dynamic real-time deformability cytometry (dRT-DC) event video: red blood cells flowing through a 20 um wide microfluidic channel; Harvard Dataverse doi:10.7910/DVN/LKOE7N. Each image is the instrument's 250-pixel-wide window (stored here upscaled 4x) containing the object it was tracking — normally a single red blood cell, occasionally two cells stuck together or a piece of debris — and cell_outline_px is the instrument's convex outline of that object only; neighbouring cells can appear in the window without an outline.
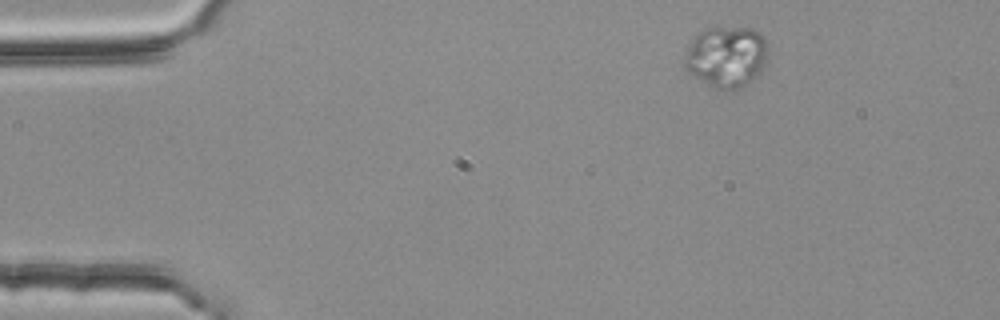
{"species": "common noctule bat (a hibernating species)", "species_latin": "Nyctalus noctula", "temperature_condition": "room temperature", "stored_images_in_passage": 3, "camera_frame_rate_fps": 3000, "um_per_image_px": 0.085, "animal": {"sex": "female", "body_mass_g": 25.1}, "frame": {"image": 1, "passage_image": 1, "time_ms": 0.0, "image_size_px": [1000, 320], "cell_outline_px": [[768, 60], [760, 72], [748, 84], [740, 88], [712, 88], [688, 72], [684, 64], [684, 56], [696, 32], [704, 28], [752, 28], [764, 36], [768, 48]], "centroid_in_image_um": [61.75, 4.81], "position_along_channel_um": 23.2, "area_um2": 29.94}}
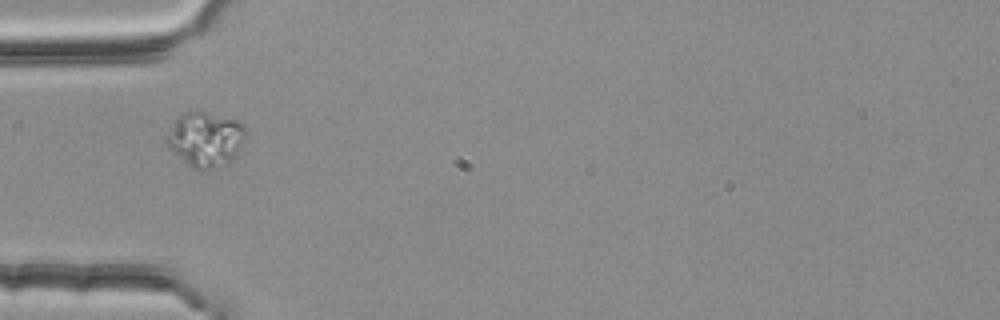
{"frame": {"image": 2, "passage_image": 3, "time_ms": 0.667, "image_size_px": [1000, 320], "cell_outline_px": [[244, 132], [236, 156], [228, 160], [200, 172], [192, 168], [172, 152], [168, 148], [168, 140], [172, 128], [176, 120], [184, 112], [204, 112], [236, 120], [244, 124]], "centroid_in_image_um": [17.44, 11.84], "position_along_channel_um": 67.6, "area_um2": 24.1}}